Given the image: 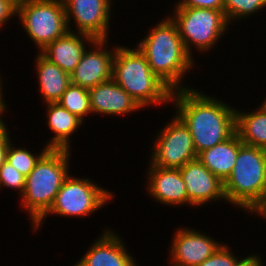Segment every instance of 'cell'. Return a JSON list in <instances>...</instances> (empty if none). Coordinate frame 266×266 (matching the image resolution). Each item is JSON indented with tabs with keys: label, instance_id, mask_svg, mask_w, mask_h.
<instances>
[{
	"label": "cell",
	"instance_id": "obj_1",
	"mask_svg": "<svg viewBox=\"0 0 266 266\" xmlns=\"http://www.w3.org/2000/svg\"><path fill=\"white\" fill-rule=\"evenodd\" d=\"M172 110L187 125L198 153L230 138L236 132V107L216 95L187 88L172 91ZM174 108V109H173Z\"/></svg>",
	"mask_w": 266,
	"mask_h": 266
},
{
	"label": "cell",
	"instance_id": "obj_2",
	"mask_svg": "<svg viewBox=\"0 0 266 266\" xmlns=\"http://www.w3.org/2000/svg\"><path fill=\"white\" fill-rule=\"evenodd\" d=\"M145 37L137 40L136 46L145 55L153 73L172 91L192 88L184 81L186 74L196 67V62L188 54L181 40L176 24L169 16H164ZM184 82H183V81Z\"/></svg>",
	"mask_w": 266,
	"mask_h": 266
},
{
	"label": "cell",
	"instance_id": "obj_3",
	"mask_svg": "<svg viewBox=\"0 0 266 266\" xmlns=\"http://www.w3.org/2000/svg\"><path fill=\"white\" fill-rule=\"evenodd\" d=\"M116 44L112 79L144 110L170 105L172 90L153 73L139 48Z\"/></svg>",
	"mask_w": 266,
	"mask_h": 266
},
{
	"label": "cell",
	"instance_id": "obj_4",
	"mask_svg": "<svg viewBox=\"0 0 266 266\" xmlns=\"http://www.w3.org/2000/svg\"><path fill=\"white\" fill-rule=\"evenodd\" d=\"M71 153L66 149H49L26 177L24 192L17 198L20 209L28 214L31 228L49 211L70 174Z\"/></svg>",
	"mask_w": 266,
	"mask_h": 266
},
{
	"label": "cell",
	"instance_id": "obj_5",
	"mask_svg": "<svg viewBox=\"0 0 266 266\" xmlns=\"http://www.w3.org/2000/svg\"><path fill=\"white\" fill-rule=\"evenodd\" d=\"M228 204L249 214L264 203L266 193V150L243 144L229 177L223 182Z\"/></svg>",
	"mask_w": 266,
	"mask_h": 266
},
{
	"label": "cell",
	"instance_id": "obj_6",
	"mask_svg": "<svg viewBox=\"0 0 266 266\" xmlns=\"http://www.w3.org/2000/svg\"><path fill=\"white\" fill-rule=\"evenodd\" d=\"M170 11L172 12L167 15L176 24L186 51L195 61V51L201 56L211 53V50L216 49L215 46L218 47L222 37L227 35L226 33L229 34L228 30H231L229 27L232 28L224 10L173 7Z\"/></svg>",
	"mask_w": 266,
	"mask_h": 266
},
{
	"label": "cell",
	"instance_id": "obj_7",
	"mask_svg": "<svg viewBox=\"0 0 266 266\" xmlns=\"http://www.w3.org/2000/svg\"><path fill=\"white\" fill-rule=\"evenodd\" d=\"M71 173L64 180L49 211L31 228L33 233L43 228L42 224L49 216L68 219L90 217L115 198L114 191L97 185L91 177L81 178Z\"/></svg>",
	"mask_w": 266,
	"mask_h": 266
},
{
	"label": "cell",
	"instance_id": "obj_8",
	"mask_svg": "<svg viewBox=\"0 0 266 266\" xmlns=\"http://www.w3.org/2000/svg\"><path fill=\"white\" fill-rule=\"evenodd\" d=\"M16 18L36 52L69 31L62 0H27L17 8Z\"/></svg>",
	"mask_w": 266,
	"mask_h": 266
},
{
	"label": "cell",
	"instance_id": "obj_9",
	"mask_svg": "<svg viewBox=\"0 0 266 266\" xmlns=\"http://www.w3.org/2000/svg\"><path fill=\"white\" fill-rule=\"evenodd\" d=\"M170 117L169 122L153 134L148 160L156 167L180 169L198 154L187 125L175 112Z\"/></svg>",
	"mask_w": 266,
	"mask_h": 266
},
{
	"label": "cell",
	"instance_id": "obj_10",
	"mask_svg": "<svg viewBox=\"0 0 266 266\" xmlns=\"http://www.w3.org/2000/svg\"><path fill=\"white\" fill-rule=\"evenodd\" d=\"M62 1L69 31L87 34L95 39L111 40L109 31H111L110 26L113 19L112 7L115 3L113 0Z\"/></svg>",
	"mask_w": 266,
	"mask_h": 266
},
{
	"label": "cell",
	"instance_id": "obj_11",
	"mask_svg": "<svg viewBox=\"0 0 266 266\" xmlns=\"http://www.w3.org/2000/svg\"><path fill=\"white\" fill-rule=\"evenodd\" d=\"M168 246V266H198L224 243L198 228L177 226ZM170 247V248H169Z\"/></svg>",
	"mask_w": 266,
	"mask_h": 266
},
{
	"label": "cell",
	"instance_id": "obj_12",
	"mask_svg": "<svg viewBox=\"0 0 266 266\" xmlns=\"http://www.w3.org/2000/svg\"><path fill=\"white\" fill-rule=\"evenodd\" d=\"M109 39H96L84 52L80 62L70 74L71 83L86 89L112 79V63L116 45ZM111 48V49H110Z\"/></svg>",
	"mask_w": 266,
	"mask_h": 266
},
{
	"label": "cell",
	"instance_id": "obj_13",
	"mask_svg": "<svg viewBox=\"0 0 266 266\" xmlns=\"http://www.w3.org/2000/svg\"><path fill=\"white\" fill-rule=\"evenodd\" d=\"M108 227L72 266H140L123 241L124 236Z\"/></svg>",
	"mask_w": 266,
	"mask_h": 266
},
{
	"label": "cell",
	"instance_id": "obj_14",
	"mask_svg": "<svg viewBox=\"0 0 266 266\" xmlns=\"http://www.w3.org/2000/svg\"><path fill=\"white\" fill-rule=\"evenodd\" d=\"M186 186L188 200L193 208L213 205L219 201L227 203L223 182L211 173L197 158L180 169Z\"/></svg>",
	"mask_w": 266,
	"mask_h": 266
},
{
	"label": "cell",
	"instance_id": "obj_15",
	"mask_svg": "<svg viewBox=\"0 0 266 266\" xmlns=\"http://www.w3.org/2000/svg\"><path fill=\"white\" fill-rule=\"evenodd\" d=\"M149 166V167H148ZM145 189L155 203L172 207L189 206L187 190L179 169L148 164Z\"/></svg>",
	"mask_w": 266,
	"mask_h": 266
},
{
	"label": "cell",
	"instance_id": "obj_16",
	"mask_svg": "<svg viewBox=\"0 0 266 266\" xmlns=\"http://www.w3.org/2000/svg\"><path fill=\"white\" fill-rule=\"evenodd\" d=\"M92 116H124L142 111L138 103L113 79L100 83L88 90Z\"/></svg>",
	"mask_w": 266,
	"mask_h": 266
},
{
	"label": "cell",
	"instance_id": "obj_17",
	"mask_svg": "<svg viewBox=\"0 0 266 266\" xmlns=\"http://www.w3.org/2000/svg\"><path fill=\"white\" fill-rule=\"evenodd\" d=\"M95 40L90 35L68 31L64 36L49 43L40 53L63 71L71 74L86 49Z\"/></svg>",
	"mask_w": 266,
	"mask_h": 266
},
{
	"label": "cell",
	"instance_id": "obj_18",
	"mask_svg": "<svg viewBox=\"0 0 266 266\" xmlns=\"http://www.w3.org/2000/svg\"><path fill=\"white\" fill-rule=\"evenodd\" d=\"M44 120L52 136L46 141L49 149H66L73 151L71 139L85 124L82 120L62 107L58 102L44 104ZM79 128V129H78ZM54 134V135H53Z\"/></svg>",
	"mask_w": 266,
	"mask_h": 266
},
{
	"label": "cell",
	"instance_id": "obj_19",
	"mask_svg": "<svg viewBox=\"0 0 266 266\" xmlns=\"http://www.w3.org/2000/svg\"><path fill=\"white\" fill-rule=\"evenodd\" d=\"M34 70L37 74V82L42 104L58 102L62 94L71 84L70 74L63 71L40 52H36Z\"/></svg>",
	"mask_w": 266,
	"mask_h": 266
},
{
	"label": "cell",
	"instance_id": "obj_20",
	"mask_svg": "<svg viewBox=\"0 0 266 266\" xmlns=\"http://www.w3.org/2000/svg\"><path fill=\"white\" fill-rule=\"evenodd\" d=\"M239 149L240 138L235 132L230 138L222 143L198 153L197 159L211 173L224 182L234 168Z\"/></svg>",
	"mask_w": 266,
	"mask_h": 266
},
{
	"label": "cell",
	"instance_id": "obj_21",
	"mask_svg": "<svg viewBox=\"0 0 266 266\" xmlns=\"http://www.w3.org/2000/svg\"><path fill=\"white\" fill-rule=\"evenodd\" d=\"M236 109V133L241 142L266 150V104L262 101L256 109Z\"/></svg>",
	"mask_w": 266,
	"mask_h": 266
},
{
	"label": "cell",
	"instance_id": "obj_22",
	"mask_svg": "<svg viewBox=\"0 0 266 266\" xmlns=\"http://www.w3.org/2000/svg\"><path fill=\"white\" fill-rule=\"evenodd\" d=\"M58 103L83 122L92 115L88 89L70 84Z\"/></svg>",
	"mask_w": 266,
	"mask_h": 266
},
{
	"label": "cell",
	"instance_id": "obj_23",
	"mask_svg": "<svg viewBox=\"0 0 266 266\" xmlns=\"http://www.w3.org/2000/svg\"><path fill=\"white\" fill-rule=\"evenodd\" d=\"M14 142L15 141L11 139L8 144L6 161H8L22 175L27 177L31 173L39 159L49 150V148L45 145L44 141L43 149L38 151L39 153H33L35 152V150L33 151L32 149V151H30L28 149V146L20 147L19 145H15L16 143Z\"/></svg>",
	"mask_w": 266,
	"mask_h": 266
},
{
	"label": "cell",
	"instance_id": "obj_24",
	"mask_svg": "<svg viewBox=\"0 0 266 266\" xmlns=\"http://www.w3.org/2000/svg\"><path fill=\"white\" fill-rule=\"evenodd\" d=\"M266 7V0H224L223 10L229 24L232 26L251 19L257 12L261 13ZM256 13V14H255Z\"/></svg>",
	"mask_w": 266,
	"mask_h": 266
},
{
	"label": "cell",
	"instance_id": "obj_25",
	"mask_svg": "<svg viewBox=\"0 0 266 266\" xmlns=\"http://www.w3.org/2000/svg\"><path fill=\"white\" fill-rule=\"evenodd\" d=\"M26 177L15 169L8 161H5L0 168V190L2 188H11L17 191L18 196H22L25 189Z\"/></svg>",
	"mask_w": 266,
	"mask_h": 266
},
{
	"label": "cell",
	"instance_id": "obj_26",
	"mask_svg": "<svg viewBox=\"0 0 266 266\" xmlns=\"http://www.w3.org/2000/svg\"><path fill=\"white\" fill-rule=\"evenodd\" d=\"M242 257L234 254L232 247L224 242L213 255L198 266H235Z\"/></svg>",
	"mask_w": 266,
	"mask_h": 266
},
{
	"label": "cell",
	"instance_id": "obj_27",
	"mask_svg": "<svg viewBox=\"0 0 266 266\" xmlns=\"http://www.w3.org/2000/svg\"><path fill=\"white\" fill-rule=\"evenodd\" d=\"M223 2L224 0H178L174 3V7H194L223 10Z\"/></svg>",
	"mask_w": 266,
	"mask_h": 266
},
{
	"label": "cell",
	"instance_id": "obj_28",
	"mask_svg": "<svg viewBox=\"0 0 266 266\" xmlns=\"http://www.w3.org/2000/svg\"><path fill=\"white\" fill-rule=\"evenodd\" d=\"M16 15L17 8L13 4L8 0H0V30L4 29L12 19H16Z\"/></svg>",
	"mask_w": 266,
	"mask_h": 266
},
{
	"label": "cell",
	"instance_id": "obj_29",
	"mask_svg": "<svg viewBox=\"0 0 266 266\" xmlns=\"http://www.w3.org/2000/svg\"><path fill=\"white\" fill-rule=\"evenodd\" d=\"M250 254H247L246 256L244 255V257H242L235 266H265L266 262H263L262 254L254 252L253 254Z\"/></svg>",
	"mask_w": 266,
	"mask_h": 266
},
{
	"label": "cell",
	"instance_id": "obj_30",
	"mask_svg": "<svg viewBox=\"0 0 266 266\" xmlns=\"http://www.w3.org/2000/svg\"><path fill=\"white\" fill-rule=\"evenodd\" d=\"M7 107L9 106L6 103H0V137L12 136L10 127L7 126L8 122L4 119V115L8 112Z\"/></svg>",
	"mask_w": 266,
	"mask_h": 266
},
{
	"label": "cell",
	"instance_id": "obj_31",
	"mask_svg": "<svg viewBox=\"0 0 266 266\" xmlns=\"http://www.w3.org/2000/svg\"><path fill=\"white\" fill-rule=\"evenodd\" d=\"M11 138L12 137H0V168L6 161V153Z\"/></svg>",
	"mask_w": 266,
	"mask_h": 266
},
{
	"label": "cell",
	"instance_id": "obj_32",
	"mask_svg": "<svg viewBox=\"0 0 266 266\" xmlns=\"http://www.w3.org/2000/svg\"><path fill=\"white\" fill-rule=\"evenodd\" d=\"M1 71V70H0ZM1 75H3V72L1 73L0 72V103H7L6 101H5V94H4V91H6V88L4 87V85H5V81H4V78H3V76H1ZM3 79H2V78ZM4 84V85H3ZM4 87V88H3ZM5 89V90H4ZM4 90V91H3ZM3 92V93H2Z\"/></svg>",
	"mask_w": 266,
	"mask_h": 266
},
{
	"label": "cell",
	"instance_id": "obj_33",
	"mask_svg": "<svg viewBox=\"0 0 266 266\" xmlns=\"http://www.w3.org/2000/svg\"><path fill=\"white\" fill-rule=\"evenodd\" d=\"M266 210V193H265V198H264V203L253 213L254 216L258 215L257 218Z\"/></svg>",
	"mask_w": 266,
	"mask_h": 266
},
{
	"label": "cell",
	"instance_id": "obj_34",
	"mask_svg": "<svg viewBox=\"0 0 266 266\" xmlns=\"http://www.w3.org/2000/svg\"><path fill=\"white\" fill-rule=\"evenodd\" d=\"M11 4H13L16 8L21 6L27 0H8Z\"/></svg>",
	"mask_w": 266,
	"mask_h": 266
},
{
	"label": "cell",
	"instance_id": "obj_35",
	"mask_svg": "<svg viewBox=\"0 0 266 266\" xmlns=\"http://www.w3.org/2000/svg\"><path fill=\"white\" fill-rule=\"evenodd\" d=\"M260 218L266 220V210L260 215Z\"/></svg>",
	"mask_w": 266,
	"mask_h": 266
},
{
	"label": "cell",
	"instance_id": "obj_36",
	"mask_svg": "<svg viewBox=\"0 0 266 266\" xmlns=\"http://www.w3.org/2000/svg\"><path fill=\"white\" fill-rule=\"evenodd\" d=\"M262 101L266 104V97Z\"/></svg>",
	"mask_w": 266,
	"mask_h": 266
}]
</instances>
